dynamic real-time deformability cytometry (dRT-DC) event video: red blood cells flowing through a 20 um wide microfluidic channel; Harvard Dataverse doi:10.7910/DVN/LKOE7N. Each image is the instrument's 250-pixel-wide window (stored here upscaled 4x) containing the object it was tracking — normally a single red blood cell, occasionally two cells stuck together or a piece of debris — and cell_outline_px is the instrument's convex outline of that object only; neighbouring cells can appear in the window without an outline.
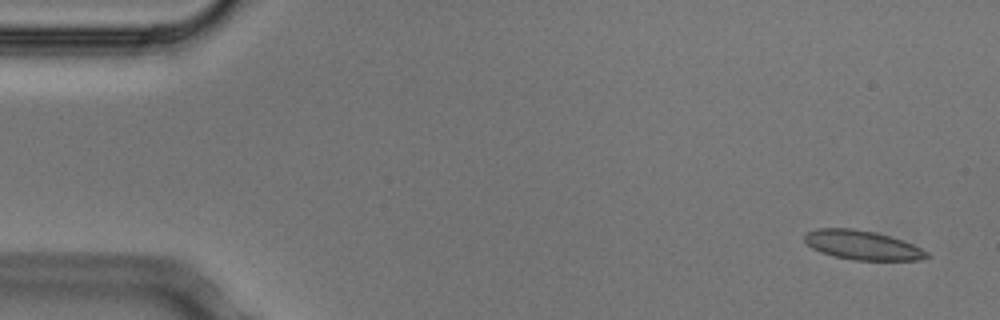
{"species": "Egyptian fruit bat (a non-hibernating species)", "species_latin": "Rousettus aegyptiacus", "temperature_condition": "cold", "stored_images_in_passage": 5, "camera_frame_rate_fps": 3000, "um_per_image_px": 0.085, "animal": {"sex": "male"}, "frame": {"image": 1, "passage_image": 1, "time_ms": 0.0, "image_size_px": [1000, 320], "cell_outline_px": [[932, 256], [920, 260], [852, 260], [832, 256], [820, 252], [812, 248], [804, 240], [804, 236], [808, 232], [816, 228], [852, 228], [876, 232], [912, 244], [928, 252]], "centroid_in_image_um": [73.28, 20.84], "position_along_channel_um": 11.7, "area_um2": 20.81}}
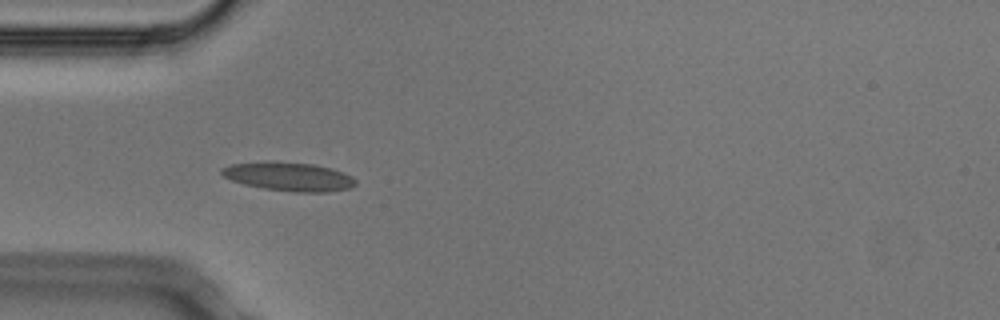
{"frame": {"image": 2, "passage_image": 4, "time_ms": 1.0, "image_size_px": [1000, 320], "cell_outline_px": [[356, 184], [352, 188], [328, 192], [292, 192], [264, 188], [244, 184], [232, 180], [224, 176], [220, 172], [220, 168], [232, 164], [268, 160], [276, 160], [312, 164], [332, 168], [344, 172], [352, 176], [356, 180]], "centroid_in_image_um": [24.57, 14.99], "position_along_channel_um": 60.4, "area_um2": 22.83}}
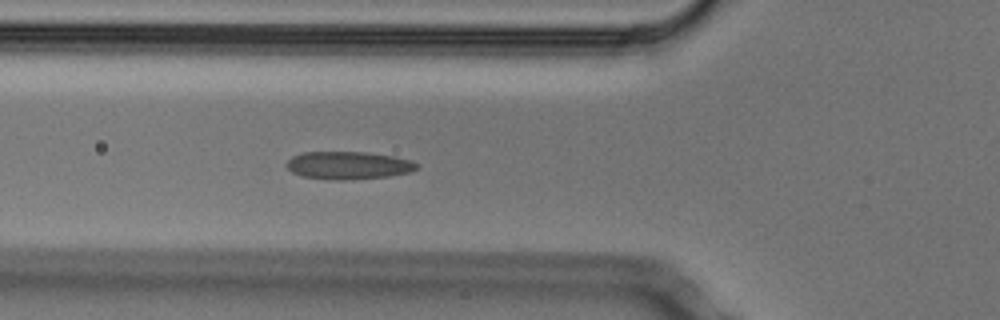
{"frame": {"image": 3, "passage_image": 5, "time_ms": 1.333, "image_size_px": [1000, 320], "cell_outline_px": [[420, 168], [412, 172], [388, 176], [344, 180], [336, 180], [300, 176], [292, 172], [284, 164], [292, 156], [304, 152], [364, 152], [392, 156], [412, 160], [420, 164]], "centroid_in_image_um": [29.63, 14.05], "position_along_channel_um": 96.2, "area_um2": 21.21}}